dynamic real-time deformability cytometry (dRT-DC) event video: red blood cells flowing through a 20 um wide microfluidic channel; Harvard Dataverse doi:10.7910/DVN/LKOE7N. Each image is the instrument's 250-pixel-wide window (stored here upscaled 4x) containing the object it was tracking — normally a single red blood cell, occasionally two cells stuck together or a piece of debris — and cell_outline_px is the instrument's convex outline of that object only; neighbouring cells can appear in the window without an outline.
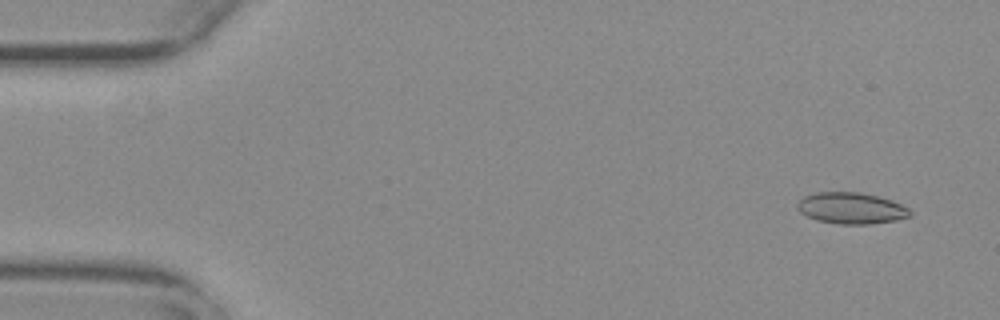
{"species": "common noctule bat (a hibernating species)", "species_latin": "Nyctalus noctula", "temperature_condition": "warm", "stored_images_in_passage": 56, "camera_frame_rate_fps": 3000, "um_per_image_px": 0.085, "animal": {"sex": "female", "body_mass_g": 29.2, "forearm_length_mm": 56.3}, "frame": {"image": 1, "passage_image": 4, "time_ms": 1.0, "image_size_px": [1000, 320], "cell_outline_px": [[912, 216], [896, 220], [872, 224], [840, 224], [816, 220], [800, 212], [796, 208], [796, 204], [804, 196], [816, 192], [860, 192], [880, 196], [892, 200], [908, 208], [912, 212]], "centroid_in_image_um": [72.37, 17.69], "position_along_channel_um": 12.6, "area_um2": 20.75}}
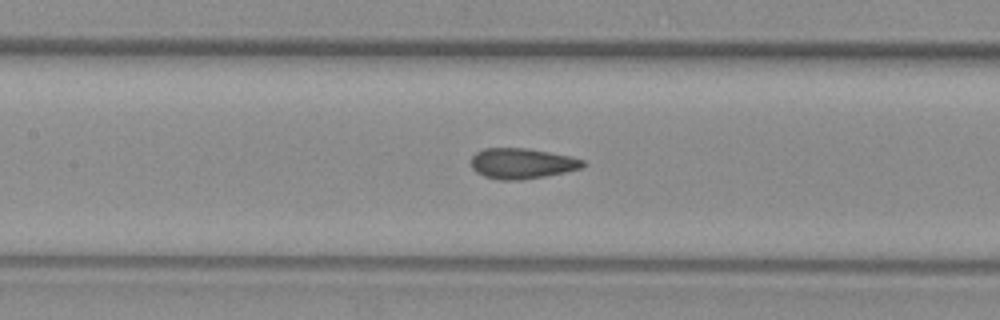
{"frame": {"image": 2, "passage_image": 26, "time_ms": 8.333, "image_size_px": [1000, 320], "cell_outline_px": [[584, 164], [580, 168], [564, 172], [544, 176], [520, 180], [496, 180], [484, 176], [476, 172], [472, 168], [472, 156], [476, 152], [484, 148], [528, 148], [568, 156], [584, 160]], "centroid_in_image_um": [44.31, 13.89], "position_along_channel_um": 163.1, "area_um2": 19.71}}
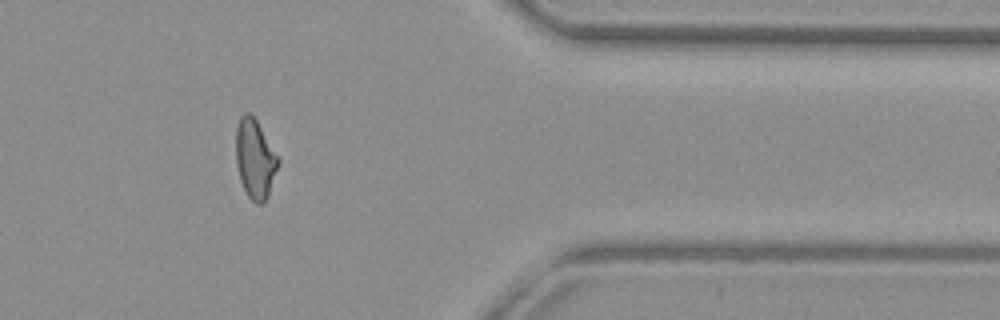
{"frame": {"image": 3, "passage_image": 46, "time_ms": 15.0, "image_size_px": [1000, 320], "cell_outline_px": [[280, 164], [268, 196], [264, 204], [256, 204], [248, 196], [240, 180], [236, 164], [236, 128], [240, 116], [244, 112], [248, 112], [256, 120], [280, 160]], "centroid_in_image_um": [21.68, 13.53], "position_along_channel_um": 389.7, "area_um2": 19.54}, "authors_computed_cell_mechanics": {"area_um2": 19.9699, "velocity_mm_per_s": 3.745, "shape_relaxation_time_tau1_ms": null, "shape_relaxation_time_tau2_ms": 1.2378, "deformation_change_tau1": null, "deformation_change_tau2": 0.072}}